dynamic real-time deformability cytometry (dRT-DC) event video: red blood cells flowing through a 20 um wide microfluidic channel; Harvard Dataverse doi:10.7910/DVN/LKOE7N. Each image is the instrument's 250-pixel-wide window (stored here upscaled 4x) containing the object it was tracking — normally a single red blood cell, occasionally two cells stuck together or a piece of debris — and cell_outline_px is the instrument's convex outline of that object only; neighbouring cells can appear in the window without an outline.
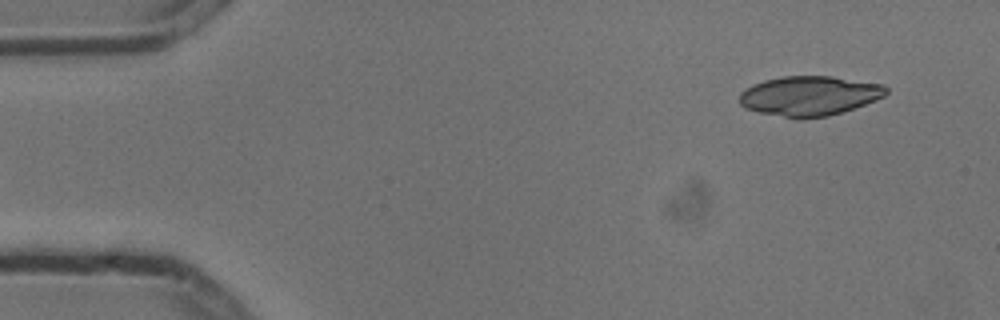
{"species": "common noctule bat (a hibernating species)", "species_latin": "Nyctalus noctula", "temperature_condition": "cold", "stored_images_in_passage": 6, "camera_frame_rate_fps": 3000, "um_per_image_px": 0.085, "animal": {"sex": "male", "body_mass_g": 13.3}, "frame": {"image": 1, "passage_image": 6, "time_ms": 1.667, "image_size_px": [1000, 320], "cell_outline_px": [[888, 92], [884, 96], [876, 100], [828, 116], [800, 120], [760, 112], [744, 108], [740, 104], [740, 92], [752, 84], [764, 80], [780, 76], [832, 76], [884, 84], [888, 88]], "centroid_in_image_um": [68.79, 8.14], "position_along_channel_um": 16.2, "area_um2": 34.16}}